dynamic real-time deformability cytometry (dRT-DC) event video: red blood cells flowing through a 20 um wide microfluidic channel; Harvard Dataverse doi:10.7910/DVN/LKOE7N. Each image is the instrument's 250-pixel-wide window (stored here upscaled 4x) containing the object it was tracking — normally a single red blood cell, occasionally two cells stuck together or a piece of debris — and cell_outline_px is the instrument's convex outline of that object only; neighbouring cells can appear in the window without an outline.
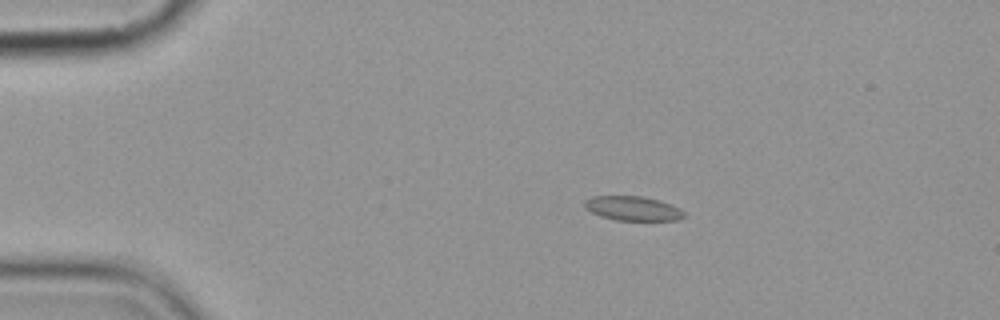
{"species": "common noctule bat (a hibernating species)", "species_latin": "Nyctalus noctula", "temperature_condition": "cold", "stored_images_in_passage": 10, "camera_frame_rate_fps": 3000, "um_per_image_px": 0.085, "animal": {"sex": "female", "body_mass_g": 19.9}, "frame": {"image": 1, "passage_image": 3, "time_ms": 2.333, "image_size_px": [1000, 320], "cell_outline_px": [[684, 216], [676, 220], [616, 220], [600, 216], [584, 208], [584, 200], [592, 196], [644, 196], [660, 200], [680, 208], [684, 212]], "centroid_in_image_um": [53.76, 17.7], "position_along_channel_um": 31.2, "area_um2": 14.16}}
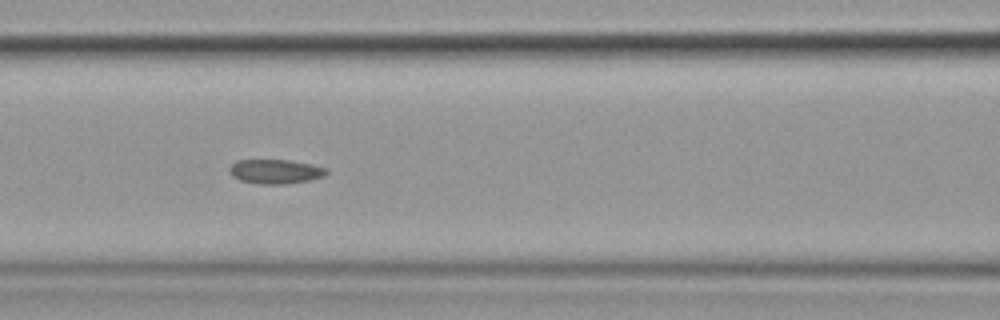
{"frame": {"image": 2, "passage_image": 7, "time_ms": 7.0, "image_size_px": [1000, 320], "cell_outline_px": [[328, 172], [324, 176], [312, 180], [284, 184], [256, 184], [240, 180], [232, 176], [228, 172], [228, 168], [236, 160], [288, 160], [312, 164], [328, 168]], "centroid_in_image_um": [23.41, 14.58], "position_along_channel_um": 143.2, "area_um2": 13.99}}
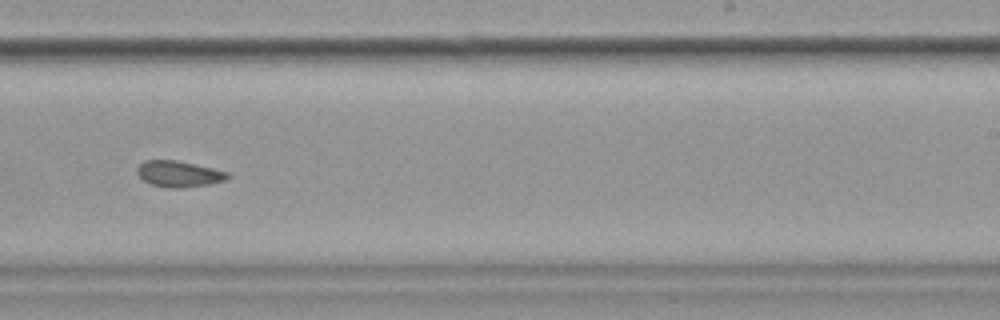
{"frame": {"image": 3, "passage_image": 10, "time_ms": 10.667, "image_size_px": [1000, 320], "cell_outline_px": [[228, 176], [224, 180], [208, 184], [180, 188], [168, 188], [152, 184], [144, 180], [136, 172], [136, 168], [144, 160], [176, 160], [212, 168], [228, 172]], "centroid_in_image_um": [15.16, 14.77], "position_along_channel_um": 273.8, "area_um2": 13.53}}